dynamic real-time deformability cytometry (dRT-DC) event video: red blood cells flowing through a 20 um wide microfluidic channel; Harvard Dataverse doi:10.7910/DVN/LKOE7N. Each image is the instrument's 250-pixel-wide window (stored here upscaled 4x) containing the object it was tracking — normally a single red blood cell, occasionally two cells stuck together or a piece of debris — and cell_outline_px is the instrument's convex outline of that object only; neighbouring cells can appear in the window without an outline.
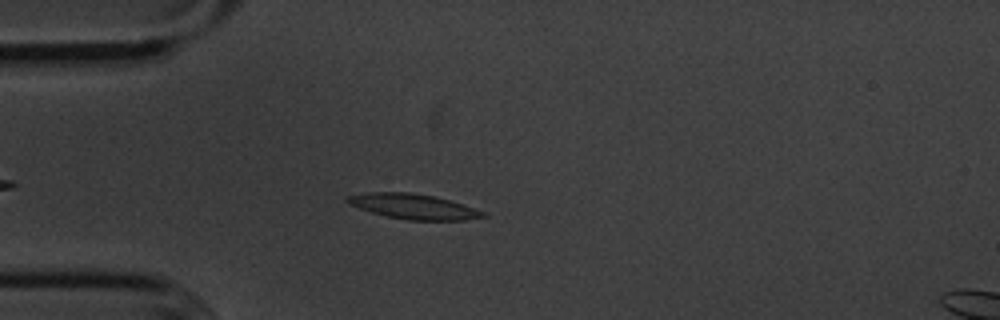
{"species": "common noctule bat (a hibernating species)", "species_latin": "Nyctalus noctula", "temperature_condition": "cold", "stored_images_in_passage": 40, "camera_frame_rate_fps": 3000, "um_per_image_px": 0.085, "animal": {"sex": "male", "body_mass_g": 20.1, "forearm_length_mm": 53.5}, "frame": {"image": 1, "passage_image": 8, "time_ms": 2.333, "image_size_px": [1000, 320], "cell_outline_px": [[488, 216], [464, 220], [408, 220], [388, 216], [372, 212], [348, 204], [344, 200], [348, 196], [368, 192], [412, 192], [432, 196], [464, 204], [484, 212]], "centroid_in_image_um": [35.13, 17.55], "position_along_channel_um": 49.9, "area_um2": 19.65}}
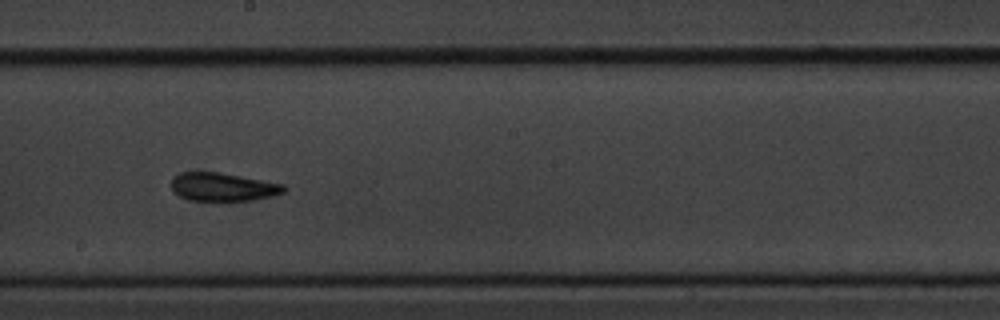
{"frame": {"image": 2, "passage_image": 24, "time_ms": 7.667, "image_size_px": [1000, 320], "cell_outline_px": [[288, 188], [284, 192], [272, 196], [252, 200], [188, 200], [172, 192], [172, 180], [180, 172], [220, 172], [284, 184]], "centroid_in_image_um": [18.96, 15.88], "position_along_channel_um": 229.2, "area_um2": 18.5}}
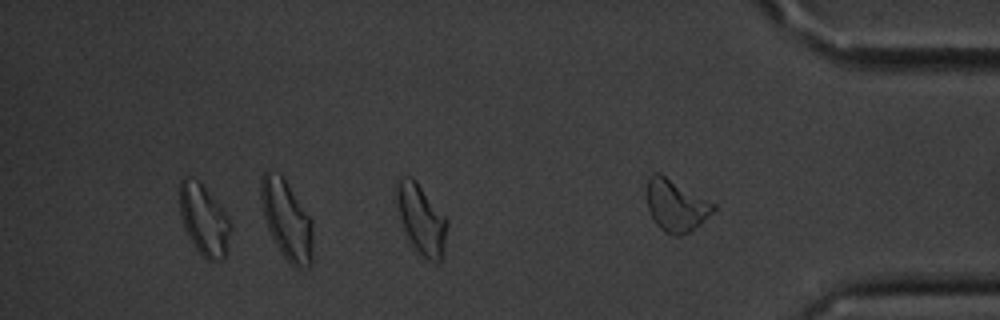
{"frame": {"image": 3, "passage_image": 37, "time_ms": 12.0, "image_size_px": [1000, 320], "cell_outline_px": [[448, 224], [444, 248], [440, 260], [436, 264], [420, 256], [412, 244], [404, 228], [400, 216], [396, 196], [396, 180], [400, 176], [412, 176], [416, 180], [448, 220]], "centroid_in_image_um": [35.82, 18.62], "position_along_channel_um": 399.4, "area_um2": 20.46}, "authors_computed_cell_mechanics": {"area_um2": 18.8139, "velocity_mm_per_s": 3.5645, "shape_relaxation_time_tau1_ms": 3.7094, "shape_relaxation_time_tau2_ms": 4.4217, "deformation_change_tau1": 0.1188, "deformation_change_tau2": 0.1177}}